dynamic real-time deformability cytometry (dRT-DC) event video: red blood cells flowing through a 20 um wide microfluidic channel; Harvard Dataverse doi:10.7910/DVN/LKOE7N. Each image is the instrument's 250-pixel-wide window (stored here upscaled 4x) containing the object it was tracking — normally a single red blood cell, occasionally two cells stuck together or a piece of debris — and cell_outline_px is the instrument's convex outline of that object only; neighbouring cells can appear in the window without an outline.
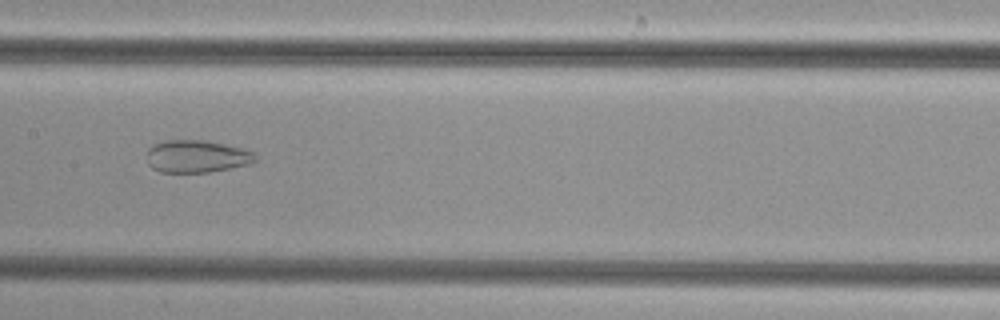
{"species": "common noctule bat (a hibernating species)", "species_latin": "Nyctalus noctula", "temperature_condition": "cold", "stored_images_in_passage": 41, "camera_frame_rate_fps": 3000, "um_per_image_px": 0.085, "animal": {"sex": "female", "body_mass_g": 29.2, "forearm_length_mm": 56.3}, "frame": {"image": 1, "passage_image": 20, "time_ms": 6.333, "image_size_px": [1000, 320], "cell_outline_px": [[256, 160], [252, 164], [208, 172], [160, 172], [152, 168], [148, 164], [148, 148], [164, 140], [204, 140], [224, 144], [240, 148], [252, 152], [256, 156]], "centroid_in_image_um": [16.72, 13.29], "position_along_channel_um": 190.7, "area_um2": 20.4}}
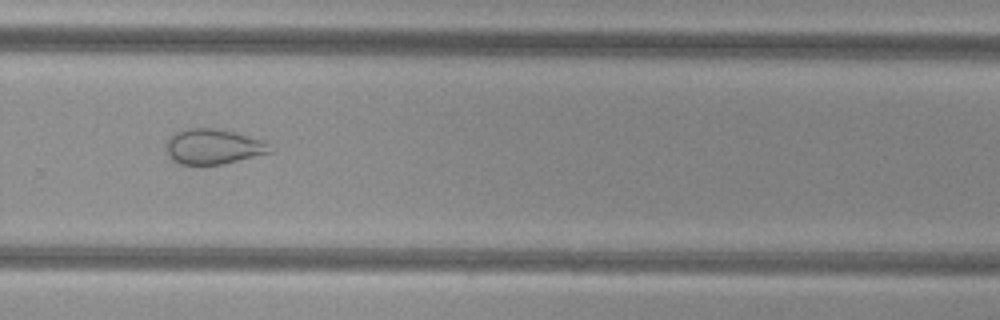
{"frame": {"image": 2, "passage_image": 29, "time_ms": 9.333, "image_size_px": [1000, 320], "cell_outline_px": [[272, 152], [220, 164], [180, 164], [172, 160], [168, 156], [168, 140], [176, 132], [188, 128], [216, 128], [236, 132], [260, 140], [268, 144]], "centroid_in_image_um": [18.11, 12.45], "position_along_channel_um": 311.7, "area_um2": 20.81}}
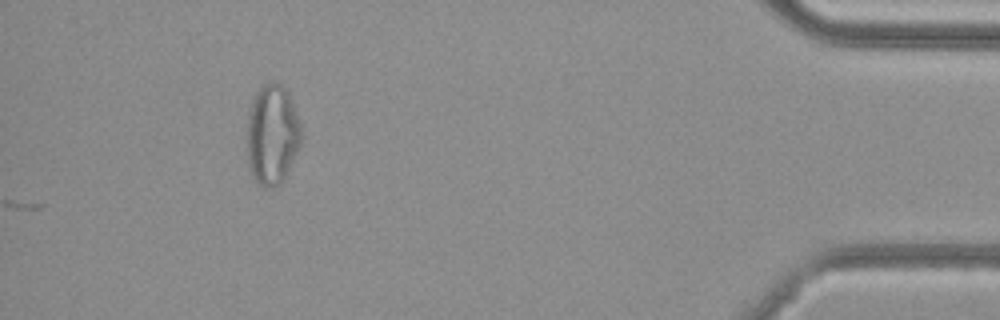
{"frame": {"image": 3, "passage_image": 41, "time_ms": 13.333, "image_size_px": [1000, 320], "cell_outline_px": [[300, 144], [280, 184], [272, 188], [264, 188], [256, 184], [252, 176], [248, 164], [244, 132], [248, 108], [260, 84], [272, 80], [280, 84], [288, 92], [300, 124]], "centroid_in_image_um": [23.04, 11.42], "position_along_channel_um": 412.2, "area_um2": 32.37}}